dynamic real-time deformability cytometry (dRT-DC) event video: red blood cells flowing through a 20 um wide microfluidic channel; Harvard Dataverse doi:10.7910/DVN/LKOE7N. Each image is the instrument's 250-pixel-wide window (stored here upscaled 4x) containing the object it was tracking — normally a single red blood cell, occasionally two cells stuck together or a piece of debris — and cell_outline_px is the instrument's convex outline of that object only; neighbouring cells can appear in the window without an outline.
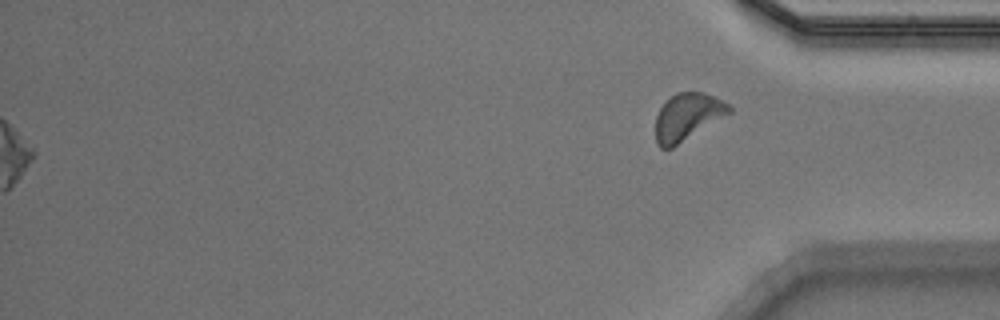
{"species": "Egyptian fruit bat (a non-hibernating species)", "species_latin": "Rousettus aegyptiacus", "temperature_condition": "warm", "stored_images_in_passage": 54, "segment_of_instrument_passage": [2, 2], "camera_frame_rate_fps": 3000, "um_per_image_px": 0.085, "animal": {"sex": "male"}, "frame": {"image": 1, "passage_image": 54, "time_ms": 17.667, "image_size_px": [1000, 320], "cell_outline_px": [[732, 112], [672, 148], [660, 148], [656, 144], [656, 116], [660, 108], [676, 92], [704, 92], [732, 104]], "centroid_in_image_um": [58.46, 9.92], "position_along_channel_um": 376.7, "area_um2": 20.17}}